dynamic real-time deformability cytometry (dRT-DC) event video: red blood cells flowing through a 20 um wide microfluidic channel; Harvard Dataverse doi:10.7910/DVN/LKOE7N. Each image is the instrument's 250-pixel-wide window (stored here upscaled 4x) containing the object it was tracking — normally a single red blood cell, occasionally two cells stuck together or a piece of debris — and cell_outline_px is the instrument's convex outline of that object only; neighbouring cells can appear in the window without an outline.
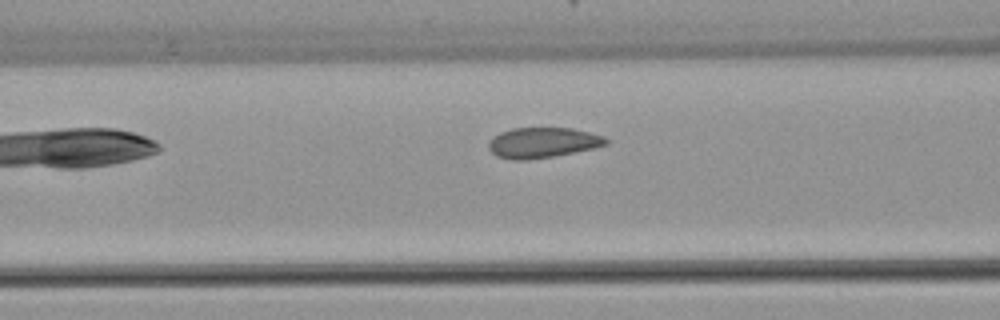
{"species": "common noctule bat (a hibernating species)", "species_latin": "Nyctalus noctula", "temperature_condition": "warm", "stored_images_in_passage": 3, "camera_frame_rate_fps": 3000, "um_per_image_px": 0.085, "animal": {"sex": "female", "body_mass_g": 22.7, "forearm_length_mm": 54.2}, "frame": {"image": 1, "passage_image": 3, "time_ms": 2.667, "image_size_px": [1000, 320], "cell_outline_px": [[608, 144], [596, 148], [552, 156], [528, 160], [512, 160], [496, 156], [488, 148], [488, 140], [500, 132], [512, 128], [572, 128], [604, 136], [608, 140]], "centroid_in_image_um": [46.11, 12.12], "position_along_channel_um": 120.5, "area_um2": 20.87}}